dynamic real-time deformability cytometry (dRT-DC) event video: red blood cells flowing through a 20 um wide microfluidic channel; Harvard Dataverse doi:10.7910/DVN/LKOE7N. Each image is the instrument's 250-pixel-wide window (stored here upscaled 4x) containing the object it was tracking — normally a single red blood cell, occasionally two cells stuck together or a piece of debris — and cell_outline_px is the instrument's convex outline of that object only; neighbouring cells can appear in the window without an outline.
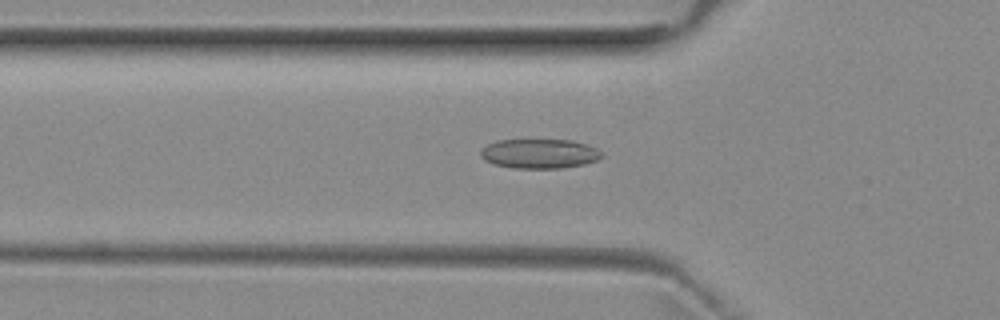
{"species": "common noctule bat (a hibernating species)", "species_latin": "Nyctalus noctula", "temperature_condition": "room temperature", "stored_images_in_passage": 37, "camera_frame_rate_fps": 3000, "um_per_image_px": 0.085, "animal": {"sex": "female", "body_mass_g": 29.2, "forearm_length_mm": 56.3}, "frame": {"image": 1, "passage_image": 2, "time_ms": 0.333, "image_size_px": [1000, 320], "cell_outline_px": [[604, 156], [596, 160], [584, 164], [560, 168], [512, 168], [492, 164], [484, 160], [480, 156], [480, 152], [488, 144], [496, 140], [572, 140], [588, 144], [596, 148]], "centroid_in_image_um": [45.84, 13.06], "position_along_channel_um": 80.0, "area_um2": 20.87}}
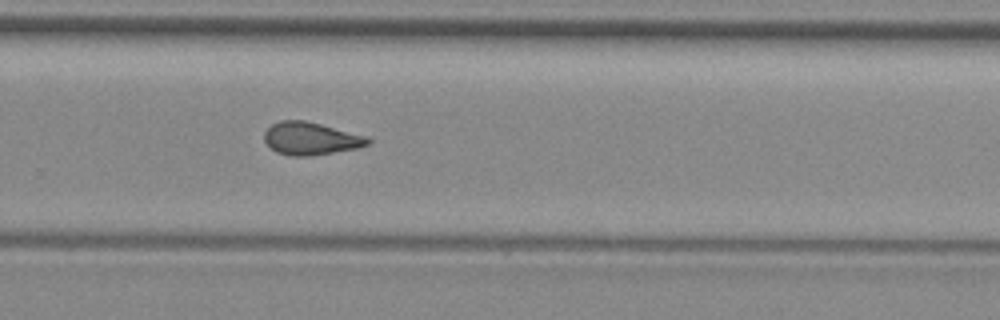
{"frame": {"image": 2, "passage_image": 19, "time_ms": 6.0, "image_size_px": [1000, 320], "cell_outline_px": [[372, 140], [368, 144], [356, 148], [308, 156], [292, 156], [276, 152], [264, 140], [264, 132], [272, 124], [280, 120], [304, 120], [372, 136]], "centroid_in_image_um": [26.46, 11.76], "position_along_channel_um": 303.3, "area_um2": 19.83}}
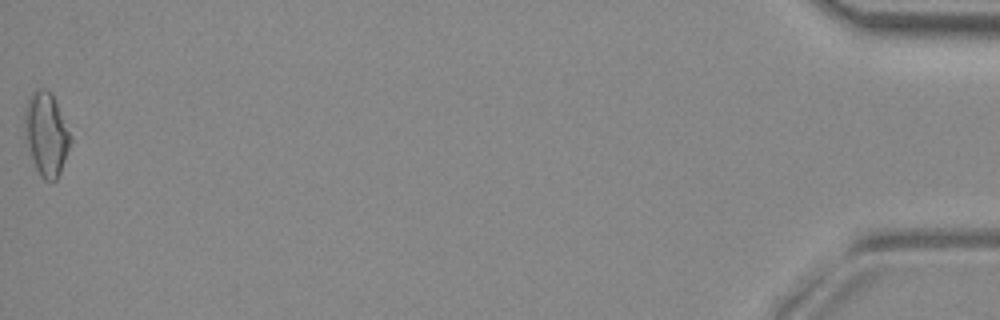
{"frame": {"image": 3, "passage_image": 37, "time_ms": 12.0, "image_size_px": [1000, 320], "cell_outline_px": [[72, 140], [60, 172], [56, 180], [44, 180], [40, 176], [24, 144], [24, 112], [28, 96], [36, 88], [48, 88], [52, 92], [56, 100], [72, 136]], "centroid_in_image_um": [3.9, 11.34], "position_along_channel_um": 431.3, "area_um2": 22.89}, "authors_computed_cell_mechanics": {"area_um2": 19.4208, "velocity_mm_per_s": 3.939, "shape_relaxation_time_tau1_ms": null, "shape_relaxation_time_tau2_ms": 4.1515, "deformation_change_tau1": null, "deformation_change_tau2": 0.1203}}